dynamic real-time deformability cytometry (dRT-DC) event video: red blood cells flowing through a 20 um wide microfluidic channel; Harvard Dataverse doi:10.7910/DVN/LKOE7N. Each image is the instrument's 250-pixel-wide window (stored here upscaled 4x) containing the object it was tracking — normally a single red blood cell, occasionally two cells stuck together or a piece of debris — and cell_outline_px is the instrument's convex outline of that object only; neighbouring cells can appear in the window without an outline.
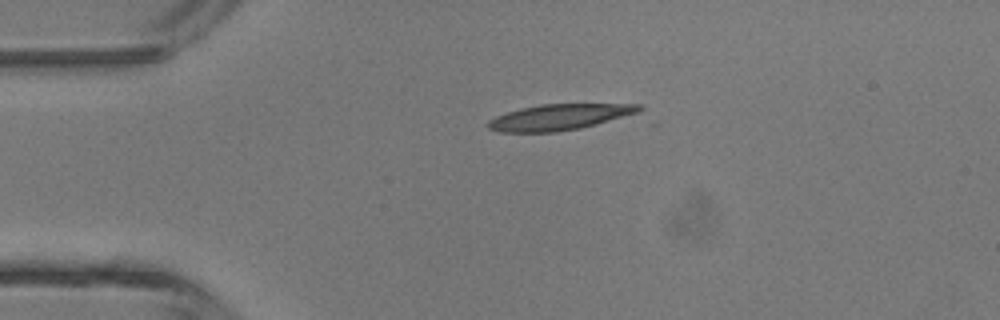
{"species": "common noctule bat (a hibernating species)", "species_latin": "Nyctalus noctula", "temperature_condition": "room temperature", "stored_images_in_passage": 3, "camera_frame_rate_fps": 3000, "um_per_image_px": 0.085, "animal": {"sex": "male", "body_mass_g": 13.3}, "frame": {"image": 1, "passage_image": 1, "time_ms": 0.0, "image_size_px": [1000, 320], "cell_outline_px": [[644, 108], [636, 112], [596, 124], [580, 128], [556, 132], [500, 132], [488, 128], [488, 120], [496, 116], [520, 108], [540, 104], [644, 104]], "centroid_in_image_um": [47.51, 9.95], "position_along_channel_um": 37.5, "area_um2": 22.54}}
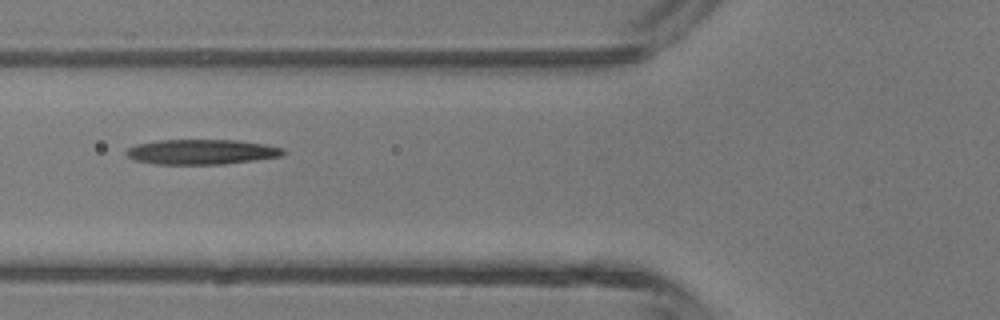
{"frame": {"image": 2, "passage_image": 3, "time_ms": 2.333, "image_size_px": [1000, 320], "cell_outline_px": [[284, 152], [280, 156], [224, 164], [156, 164], [136, 160], [128, 156], [124, 152], [128, 148], [136, 144], [160, 140], [236, 140], [264, 144], [280, 148]], "centroid_in_image_um": [17.07, 12.9], "position_along_channel_um": 108.7, "area_um2": 22.54}}